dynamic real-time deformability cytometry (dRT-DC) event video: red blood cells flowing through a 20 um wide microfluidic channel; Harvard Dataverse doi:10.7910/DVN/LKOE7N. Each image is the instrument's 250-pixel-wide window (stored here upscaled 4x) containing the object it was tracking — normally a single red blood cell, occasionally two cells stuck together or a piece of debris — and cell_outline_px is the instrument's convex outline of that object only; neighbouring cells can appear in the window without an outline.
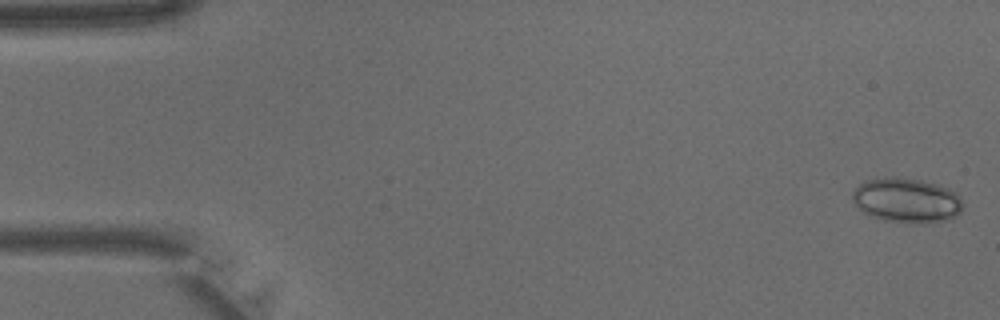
{"species": "common noctule bat (a hibernating species)", "species_latin": "Nyctalus noctula", "temperature_condition": "warm", "stored_images_in_passage": 41, "camera_frame_rate_fps": 3000, "um_per_image_px": 0.085, "animal": {"sex": "male", "body_mass_g": 15.6}, "frame": {"image": 1, "passage_image": 1, "time_ms": 0.0, "image_size_px": [1000, 320], "cell_outline_px": [[964, 204], [960, 212], [956, 216], [924, 224], [904, 224], [884, 220], [868, 216], [852, 200], [852, 192], [864, 180], [892, 176], [896, 176], [920, 180], [936, 184], [948, 188], [956, 192], [960, 196]], "centroid_in_image_um": [77.06, 17.03], "position_along_channel_um": 7.9, "area_um2": 29.13}}
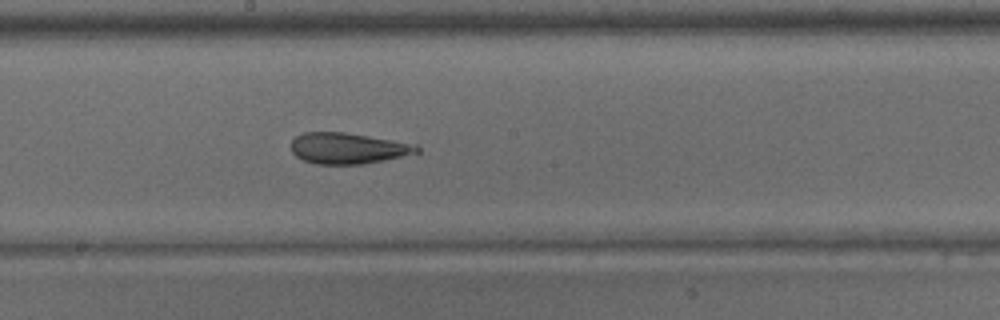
{"frame": {"image": 2, "passage_image": 22, "time_ms": 7.0, "image_size_px": [1000, 320], "cell_outline_px": [[420, 152], [384, 160], [364, 164], [316, 164], [304, 160], [296, 156], [292, 152], [292, 140], [296, 136], [304, 132], [344, 132], [420, 144]], "centroid_in_image_um": [29.62, 12.6], "position_along_channel_um": 218.6, "area_um2": 22.83}}
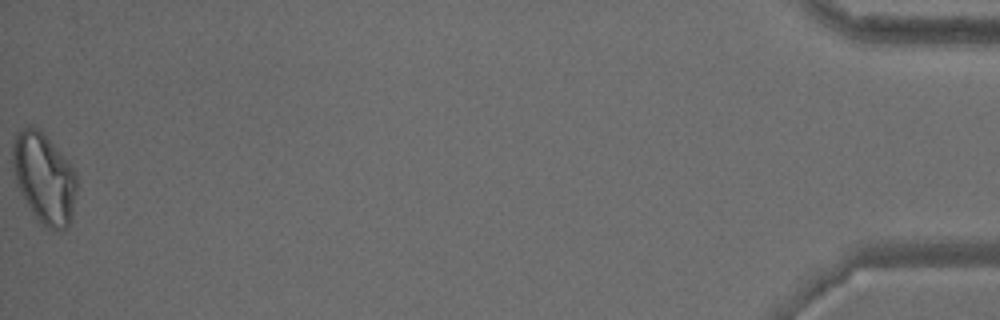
{"frame": {"image": 3, "passage_image": 41, "time_ms": 13.333, "image_size_px": [1000, 320], "cell_outline_px": [[76, 192], [72, 220], [64, 228], [48, 228], [40, 224], [32, 212], [20, 192], [16, 184], [12, 160], [12, 144], [20, 128], [28, 124], [32, 124], [44, 132], [72, 168], [76, 176]], "centroid_in_image_um": [3.72, 15.1], "position_along_channel_um": 431.5, "area_um2": 33.7}}